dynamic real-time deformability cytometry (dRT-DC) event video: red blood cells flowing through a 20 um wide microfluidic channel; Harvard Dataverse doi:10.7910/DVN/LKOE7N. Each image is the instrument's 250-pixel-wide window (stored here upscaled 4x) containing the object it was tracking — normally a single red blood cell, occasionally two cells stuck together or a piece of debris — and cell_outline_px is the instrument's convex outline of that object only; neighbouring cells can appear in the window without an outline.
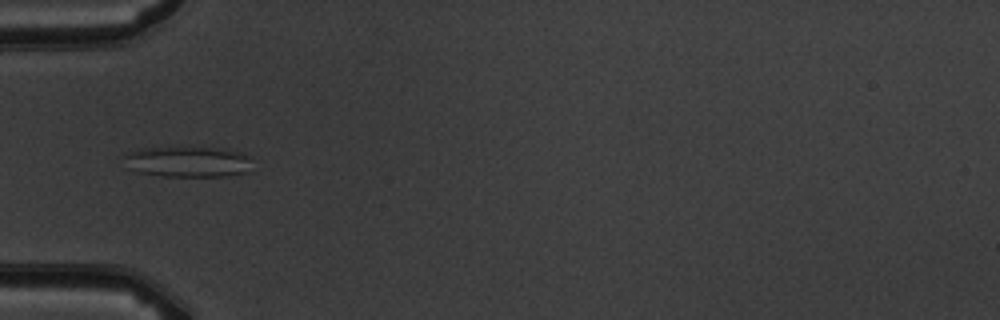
{"species": "common noctule bat (a hibernating species)", "species_latin": "Nyctalus noctula", "temperature_condition": "warm", "stored_images_in_passage": 5, "camera_frame_rate_fps": 3000, "um_per_image_px": 0.085, "animal": {"sex": "male", "body_mass_g": 19.5, "forearm_length_mm": 54.6}, "frame": {"image": 1, "passage_image": 5, "time_ms": 4.667, "image_size_px": [1000, 320], "cell_outline_px": [[248, 160], [244, 172], [228, 176], [164, 176], [140, 172], [132, 168], [120, 156], [136, 148], [224, 148], [240, 152], [248, 156]], "centroid_in_image_um": [15.88, 13.73], "position_along_channel_um": 69.1, "area_um2": 22.43}}